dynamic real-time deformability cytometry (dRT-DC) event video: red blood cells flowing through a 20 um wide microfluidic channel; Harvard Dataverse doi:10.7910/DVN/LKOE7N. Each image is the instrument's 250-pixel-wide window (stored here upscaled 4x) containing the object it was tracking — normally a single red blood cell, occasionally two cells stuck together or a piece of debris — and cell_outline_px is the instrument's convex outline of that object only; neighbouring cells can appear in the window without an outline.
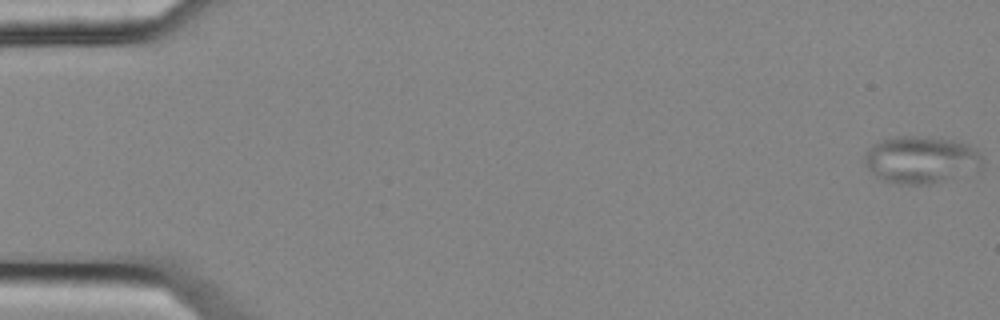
{"species": "common noctule bat (a hibernating species)", "species_latin": "Nyctalus noctula", "temperature_condition": "cold", "stored_images_in_passage": 4, "camera_frame_rate_fps": 3000, "um_per_image_px": 0.085, "animal": {"sex": "female", "body_mass_g": 25.1}, "frame": {"image": 1, "passage_image": 1, "time_ms": 0.0, "image_size_px": [1000, 320], "cell_outline_px": [[984, 168], [944, 180], [928, 184], [900, 184], [884, 180], [876, 176], [864, 164], [864, 156], [868, 148], [872, 144], [880, 140], [896, 136], [912, 136], [952, 140], [968, 144], [984, 160]], "centroid_in_image_um": [78.26, 13.57], "position_along_channel_um": 6.7, "area_um2": 32.25}}